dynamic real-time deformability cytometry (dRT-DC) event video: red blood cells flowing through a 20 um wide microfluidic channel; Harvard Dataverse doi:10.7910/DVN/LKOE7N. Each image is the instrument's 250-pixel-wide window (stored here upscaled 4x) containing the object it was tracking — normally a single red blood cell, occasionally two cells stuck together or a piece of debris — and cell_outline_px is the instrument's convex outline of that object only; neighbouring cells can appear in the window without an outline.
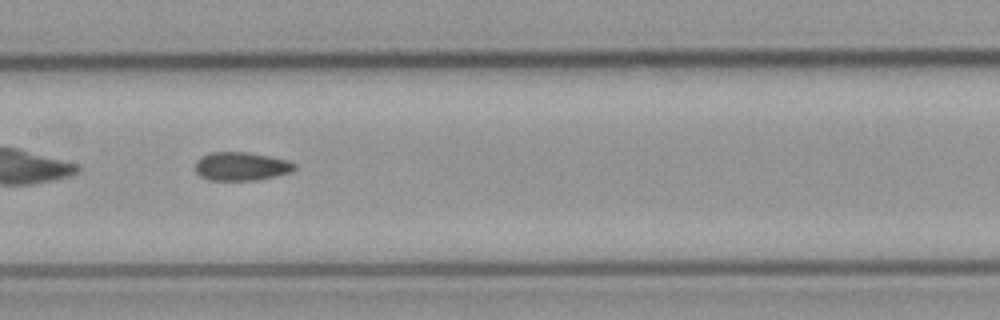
{"species": "common noctule bat (a hibernating species)", "species_latin": "Nyctalus noctula", "temperature_condition": "cold", "stored_images_in_passage": 10, "camera_frame_rate_fps": 3000, "um_per_image_px": 0.085, "animal": {"sex": "male", "body_mass_g": 23.1, "forearm_length_mm": 52.7}, "frame": {"image": 1, "passage_image": 7, "time_ms": 7.0, "image_size_px": [1000, 320], "cell_outline_px": [[296, 168], [292, 172], [276, 176], [256, 180], [208, 180], [200, 176], [196, 172], [196, 160], [200, 156], [212, 152], [248, 152], [288, 160], [296, 164]], "centroid_in_image_um": [20.51, 14.14], "position_along_channel_um": 186.9, "area_um2": 16.59}}
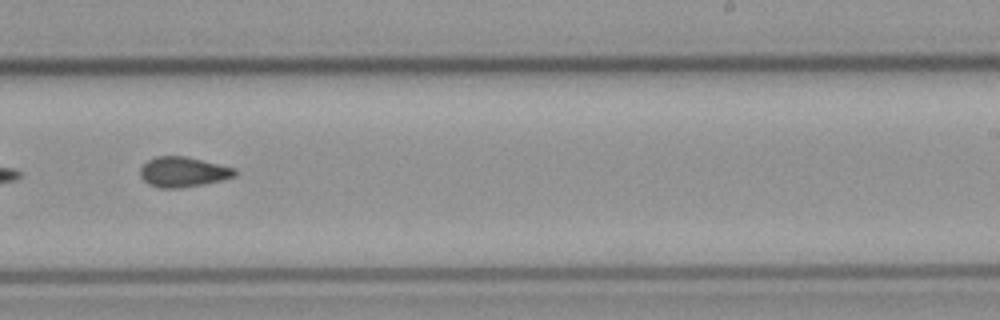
{"frame": {"image": 2, "passage_image": 9, "time_ms": 9.333, "image_size_px": [1000, 320], "cell_outline_px": [[236, 176], [220, 180], [180, 188], [160, 188], [148, 184], [140, 176], [140, 168], [148, 160], [156, 156], [184, 156], [236, 168]], "centroid_in_image_um": [15.54, 14.61], "position_along_channel_um": 273.5, "area_um2": 16.42}}
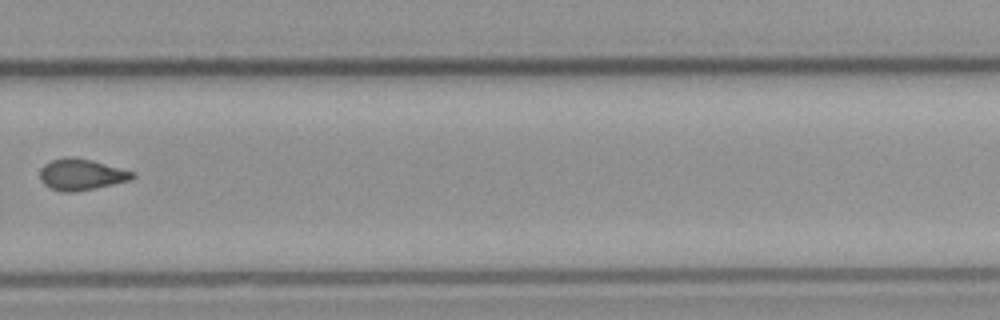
{"frame": {"image": 3, "passage_image": 10, "time_ms": 10.667, "image_size_px": [1000, 320], "cell_outline_px": [[136, 176], [128, 180], [112, 184], [72, 192], [60, 192], [44, 184], [40, 180], [40, 168], [44, 164], [52, 160], [64, 156], [76, 156], [92, 160], [132, 172]], "centroid_in_image_um": [6.84, 14.81], "position_along_channel_um": 323.0, "area_um2": 16.65}}